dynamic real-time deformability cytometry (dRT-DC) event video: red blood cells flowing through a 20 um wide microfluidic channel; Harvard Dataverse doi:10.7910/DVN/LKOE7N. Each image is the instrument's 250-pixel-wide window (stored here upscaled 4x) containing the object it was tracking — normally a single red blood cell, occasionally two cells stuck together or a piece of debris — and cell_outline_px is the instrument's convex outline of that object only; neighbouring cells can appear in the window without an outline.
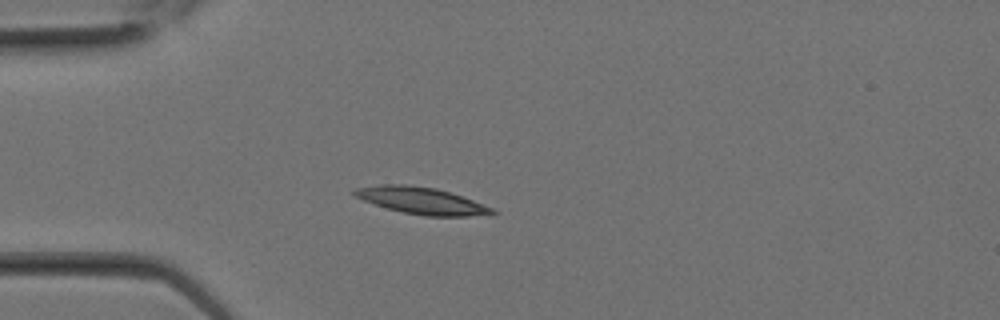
{"species": "Egyptian fruit bat (a non-hibernating species)", "species_latin": "Rousettus aegyptiacus", "temperature_condition": "room temperature", "stored_images_in_passage": 10, "camera_frame_rate_fps": 3000, "um_per_image_px": 0.085, "animal": {"sex": "female"}, "frame": {"image": 1, "passage_image": 6, "time_ms": 1.667, "image_size_px": [1000, 320], "cell_outline_px": [[500, 212], [468, 216], [424, 216], [404, 212], [388, 208], [364, 200], [356, 196], [352, 192], [356, 188], [380, 184], [404, 184], [436, 188], [472, 200], [492, 208]], "centroid_in_image_um": [35.81, 17.05], "position_along_channel_um": 49.2, "area_um2": 21.04}}
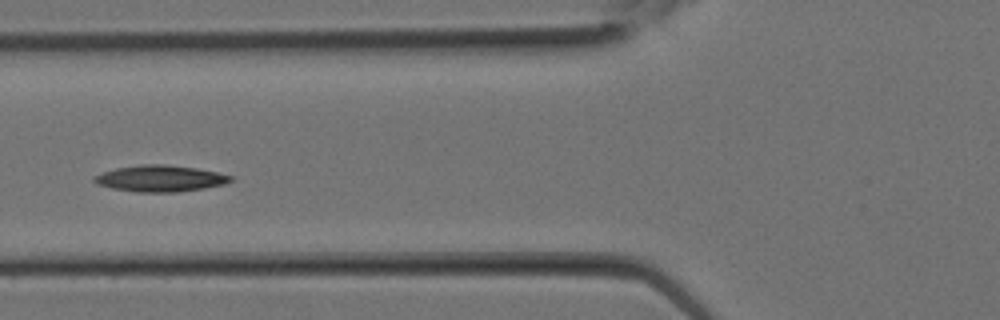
{"frame": {"image": 2, "passage_image": 9, "time_ms": 2.667, "image_size_px": [1000, 320], "cell_outline_px": [[232, 180], [224, 184], [204, 188], [176, 192], [136, 192], [112, 188], [96, 184], [92, 180], [92, 176], [116, 168], [140, 164], [164, 164], [196, 168], [216, 172], [232, 176]], "centroid_in_image_um": [13.57, 15.17], "position_along_channel_um": 112.2, "area_um2": 20.92}}